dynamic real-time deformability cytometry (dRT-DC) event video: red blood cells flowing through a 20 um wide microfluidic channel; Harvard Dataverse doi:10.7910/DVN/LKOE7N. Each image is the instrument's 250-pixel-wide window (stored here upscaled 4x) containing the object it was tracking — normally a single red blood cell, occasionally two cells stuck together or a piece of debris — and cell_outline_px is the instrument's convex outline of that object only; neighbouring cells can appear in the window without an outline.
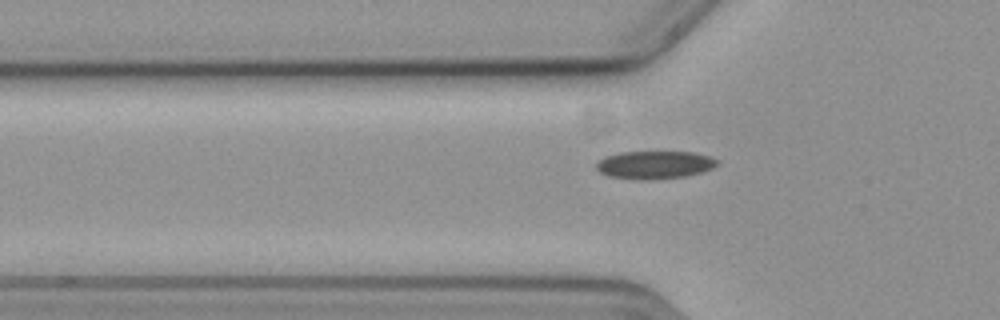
{"species": "common noctule bat (a hibernating species)", "species_latin": "Nyctalus noctula", "temperature_condition": "cold", "stored_images_in_passage": 37, "camera_frame_rate_fps": 3000, "um_per_image_px": 0.085, "animal": {"sex": "female", "body_mass_g": 19.3, "forearm_length_mm": 54.1}, "frame": {"image": 1, "passage_image": 3, "time_ms": 0.667, "image_size_px": [1000, 320], "cell_outline_px": [[720, 164], [712, 168], [700, 172], [684, 176], [652, 180], [636, 180], [608, 176], [600, 172], [596, 168], [596, 164], [604, 156], [620, 152], [692, 152], [712, 156], [720, 160]], "centroid_in_image_um": [55.66, 14.01], "position_along_channel_um": 70.1, "area_um2": 19.88}}
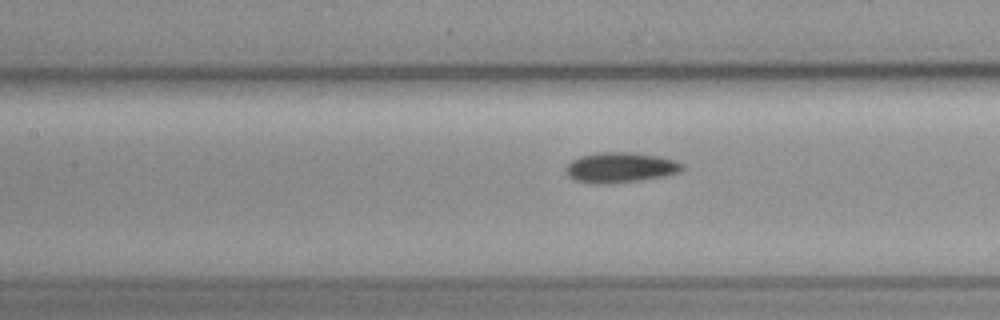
{"frame": {"image": 2, "passage_image": 10, "time_ms": 3.0, "image_size_px": [1000, 320], "cell_outline_px": [[684, 168], [680, 172], [664, 176], [640, 180], [612, 184], [592, 184], [572, 180], [568, 176], [564, 168], [572, 160], [580, 156], [600, 152], [632, 152], [656, 156], [676, 160], [684, 164]], "centroid_in_image_um": [52.71, 14.25], "position_along_channel_um": 154.7, "area_um2": 20.81}}
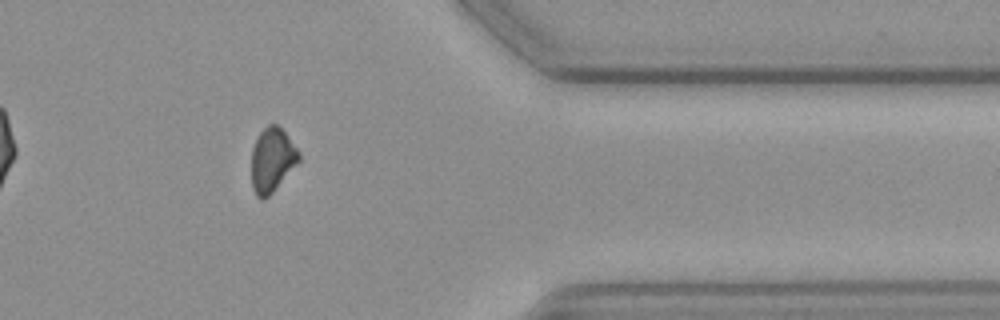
{"frame": {"image": 3, "passage_image": 31, "time_ms": 10.0, "image_size_px": [1000, 320], "cell_outline_px": [[300, 160], [272, 192], [268, 196], [260, 200], [256, 196], [252, 188], [252, 148], [260, 132], [268, 124], [276, 124], [284, 132], [300, 152]], "centroid_in_image_um": [23.12, 13.6], "position_along_channel_um": 388.3, "area_um2": 17.46}}